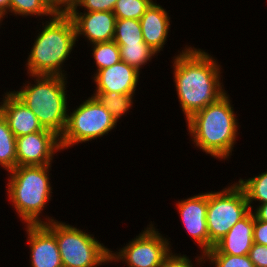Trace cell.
Returning a JSON list of instances; mask_svg holds the SVG:
<instances>
[{
	"label": "cell",
	"mask_w": 267,
	"mask_h": 267,
	"mask_svg": "<svg viewBox=\"0 0 267 267\" xmlns=\"http://www.w3.org/2000/svg\"><path fill=\"white\" fill-rule=\"evenodd\" d=\"M181 49L171 63L179 107L187 120L227 91L221 75L222 65L213 55L192 45Z\"/></svg>",
	"instance_id": "cell-1"
},
{
	"label": "cell",
	"mask_w": 267,
	"mask_h": 267,
	"mask_svg": "<svg viewBox=\"0 0 267 267\" xmlns=\"http://www.w3.org/2000/svg\"><path fill=\"white\" fill-rule=\"evenodd\" d=\"M227 93L185 120L195 148L218 161L228 160L232 156L240 128Z\"/></svg>",
	"instance_id": "cell-2"
},
{
	"label": "cell",
	"mask_w": 267,
	"mask_h": 267,
	"mask_svg": "<svg viewBox=\"0 0 267 267\" xmlns=\"http://www.w3.org/2000/svg\"><path fill=\"white\" fill-rule=\"evenodd\" d=\"M41 23L24 65L27 74L68 77L63 69L77 43L74 22L68 14H54Z\"/></svg>",
	"instance_id": "cell-3"
},
{
	"label": "cell",
	"mask_w": 267,
	"mask_h": 267,
	"mask_svg": "<svg viewBox=\"0 0 267 267\" xmlns=\"http://www.w3.org/2000/svg\"><path fill=\"white\" fill-rule=\"evenodd\" d=\"M52 165L17 166L8 172L6 194L23 224H45L54 221L43 210L52 198L49 172ZM41 217H44L42 219Z\"/></svg>",
	"instance_id": "cell-4"
},
{
	"label": "cell",
	"mask_w": 267,
	"mask_h": 267,
	"mask_svg": "<svg viewBox=\"0 0 267 267\" xmlns=\"http://www.w3.org/2000/svg\"><path fill=\"white\" fill-rule=\"evenodd\" d=\"M30 79L11 92L21 100L38 118L44 129L64 133L68 112L71 110L67 101V77L29 75ZM33 83V84H32ZM70 108V109H68Z\"/></svg>",
	"instance_id": "cell-5"
},
{
	"label": "cell",
	"mask_w": 267,
	"mask_h": 267,
	"mask_svg": "<svg viewBox=\"0 0 267 267\" xmlns=\"http://www.w3.org/2000/svg\"><path fill=\"white\" fill-rule=\"evenodd\" d=\"M45 225L55 234L63 267H99L110 262V248L74 225L54 220Z\"/></svg>",
	"instance_id": "cell-6"
},
{
	"label": "cell",
	"mask_w": 267,
	"mask_h": 267,
	"mask_svg": "<svg viewBox=\"0 0 267 267\" xmlns=\"http://www.w3.org/2000/svg\"><path fill=\"white\" fill-rule=\"evenodd\" d=\"M81 102L68 112L66 128L60 137L63 151L107 136L117 126L116 120L96 97L91 95Z\"/></svg>",
	"instance_id": "cell-7"
},
{
	"label": "cell",
	"mask_w": 267,
	"mask_h": 267,
	"mask_svg": "<svg viewBox=\"0 0 267 267\" xmlns=\"http://www.w3.org/2000/svg\"><path fill=\"white\" fill-rule=\"evenodd\" d=\"M250 211L246 193L234 181L227 188L208 192L207 228L209 250L212 249L229 230Z\"/></svg>",
	"instance_id": "cell-8"
},
{
	"label": "cell",
	"mask_w": 267,
	"mask_h": 267,
	"mask_svg": "<svg viewBox=\"0 0 267 267\" xmlns=\"http://www.w3.org/2000/svg\"><path fill=\"white\" fill-rule=\"evenodd\" d=\"M150 221L139 235L117 251L110 249V262L124 263L127 267H161L172 251L169 239Z\"/></svg>",
	"instance_id": "cell-9"
},
{
	"label": "cell",
	"mask_w": 267,
	"mask_h": 267,
	"mask_svg": "<svg viewBox=\"0 0 267 267\" xmlns=\"http://www.w3.org/2000/svg\"><path fill=\"white\" fill-rule=\"evenodd\" d=\"M17 166L52 165L56 152H62L60 136L51 130L16 137Z\"/></svg>",
	"instance_id": "cell-10"
},
{
	"label": "cell",
	"mask_w": 267,
	"mask_h": 267,
	"mask_svg": "<svg viewBox=\"0 0 267 267\" xmlns=\"http://www.w3.org/2000/svg\"><path fill=\"white\" fill-rule=\"evenodd\" d=\"M175 207L183 223L185 231L200 248L199 253L209 251V232L207 228L208 191L191 195L186 199L176 201Z\"/></svg>",
	"instance_id": "cell-11"
},
{
	"label": "cell",
	"mask_w": 267,
	"mask_h": 267,
	"mask_svg": "<svg viewBox=\"0 0 267 267\" xmlns=\"http://www.w3.org/2000/svg\"><path fill=\"white\" fill-rule=\"evenodd\" d=\"M76 30V41L82 36L88 44L113 41L115 34L116 16L112 11L81 12L70 10Z\"/></svg>",
	"instance_id": "cell-12"
},
{
	"label": "cell",
	"mask_w": 267,
	"mask_h": 267,
	"mask_svg": "<svg viewBox=\"0 0 267 267\" xmlns=\"http://www.w3.org/2000/svg\"><path fill=\"white\" fill-rule=\"evenodd\" d=\"M24 228L30 267H63L55 234L45 224H26Z\"/></svg>",
	"instance_id": "cell-13"
},
{
	"label": "cell",
	"mask_w": 267,
	"mask_h": 267,
	"mask_svg": "<svg viewBox=\"0 0 267 267\" xmlns=\"http://www.w3.org/2000/svg\"><path fill=\"white\" fill-rule=\"evenodd\" d=\"M140 73L137 69L129 66L122 60L113 66L94 72L92 79L96 85L94 93L116 92L133 95L139 85Z\"/></svg>",
	"instance_id": "cell-14"
},
{
	"label": "cell",
	"mask_w": 267,
	"mask_h": 267,
	"mask_svg": "<svg viewBox=\"0 0 267 267\" xmlns=\"http://www.w3.org/2000/svg\"><path fill=\"white\" fill-rule=\"evenodd\" d=\"M2 96L0 112L15 137L44 130L36 115L10 90L4 92Z\"/></svg>",
	"instance_id": "cell-15"
},
{
	"label": "cell",
	"mask_w": 267,
	"mask_h": 267,
	"mask_svg": "<svg viewBox=\"0 0 267 267\" xmlns=\"http://www.w3.org/2000/svg\"><path fill=\"white\" fill-rule=\"evenodd\" d=\"M255 216L250 210L229 232L206 254L248 255L253 245Z\"/></svg>",
	"instance_id": "cell-16"
},
{
	"label": "cell",
	"mask_w": 267,
	"mask_h": 267,
	"mask_svg": "<svg viewBox=\"0 0 267 267\" xmlns=\"http://www.w3.org/2000/svg\"><path fill=\"white\" fill-rule=\"evenodd\" d=\"M170 19L171 16L167 10L159 3L157 4L155 0L139 20L144 42L157 55L163 51L167 43L168 33L171 28Z\"/></svg>",
	"instance_id": "cell-17"
},
{
	"label": "cell",
	"mask_w": 267,
	"mask_h": 267,
	"mask_svg": "<svg viewBox=\"0 0 267 267\" xmlns=\"http://www.w3.org/2000/svg\"><path fill=\"white\" fill-rule=\"evenodd\" d=\"M16 137L0 112V167L10 172L17 167Z\"/></svg>",
	"instance_id": "cell-18"
},
{
	"label": "cell",
	"mask_w": 267,
	"mask_h": 267,
	"mask_svg": "<svg viewBox=\"0 0 267 267\" xmlns=\"http://www.w3.org/2000/svg\"><path fill=\"white\" fill-rule=\"evenodd\" d=\"M91 95L99 100L117 123L123 116L129 113L130 109L134 106V101H136L133 95L120 94L113 91L107 93H93Z\"/></svg>",
	"instance_id": "cell-19"
},
{
	"label": "cell",
	"mask_w": 267,
	"mask_h": 267,
	"mask_svg": "<svg viewBox=\"0 0 267 267\" xmlns=\"http://www.w3.org/2000/svg\"><path fill=\"white\" fill-rule=\"evenodd\" d=\"M120 50V58L129 66L139 72L153 57L158 56L147 44H117Z\"/></svg>",
	"instance_id": "cell-20"
},
{
	"label": "cell",
	"mask_w": 267,
	"mask_h": 267,
	"mask_svg": "<svg viewBox=\"0 0 267 267\" xmlns=\"http://www.w3.org/2000/svg\"><path fill=\"white\" fill-rule=\"evenodd\" d=\"M236 182L245 191L250 210L253 211V204L255 203L262 204L267 202V171L251 176L248 179L240 178Z\"/></svg>",
	"instance_id": "cell-21"
},
{
	"label": "cell",
	"mask_w": 267,
	"mask_h": 267,
	"mask_svg": "<svg viewBox=\"0 0 267 267\" xmlns=\"http://www.w3.org/2000/svg\"><path fill=\"white\" fill-rule=\"evenodd\" d=\"M113 41L116 44H146L141 24L136 19H116Z\"/></svg>",
	"instance_id": "cell-22"
},
{
	"label": "cell",
	"mask_w": 267,
	"mask_h": 267,
	"mask_svg": "<svg viewBox=\"0 0 267 267\" xmlns=\"http://www.w3.org/2000/svg\"><path fill=\"white\" fill-rule=\"evenodd\" d=\"M89 46L92 48L91 55L94 58L96 72L121 61L119 46L114 41L95 43Z\"/></svg>",
	"instance_id": "cell-23"
},
{
	"label": "cell",
	"mask_w": 267,
	"mask_h": 267,
	"mask_svg": "<svg viewBox=\"0 0 267 267\" xmlns=\"http://www.w3.org/2000/svg\"><path fill=\"white\" fill-rule=\"evenodd\" d=\"M10 15L50 19L54 13L41 0H10ZM47 18H43V17Z\"/></svg>",
	"instance_id": "cell-24"
},
{
	"label": "cell",
	"mask_w": 267,
	"mask_h": 267,
	"mask_svg": "<svg viewBox=\"0 0 267 267\" xmlns=\"http://www.w3.org/2000/svg\"><path fill=\"white\" fill-rule=\"evenodd\" d=\"M154 0H118L113 13L116 19L140 20Z\"/></svg>",
	"instance_id": "cell-25"
},
{
	"label": "cell",
	"mask_w": 267,
	"mask_h": 267,
	"mask_svg": "<svg viewBox=\"0 0 267 267\" xmlns=\"http://www.w3.org/2000/svg\"><path fill=\"white\" fill-rule=\"evenodd\" d=\"M208 265L213 267H254L248 255L205 254Z\"/></svg>",
	"instance_id": "cell-26"
},
{
	"label": "cell",
	"mask_w": 267,
	"mask_h": 267,
	"mask_svg": "<svg viewBox=\"0 0 267 267\" xmlns=\"http://www.w3.org/2000/svg\"><path fill=\"white\" fill-rule=\"evenodd\" d=\"M193 262L194 261H192L191 258L189 259V256L186 254L175 253L173 250L166 256L161 267H202L204 266V263H207L206 255L201 253L195 257V265Z\"/></svg>",
	"instance_id": "cell-27"
},
{
	"label": "cell",
	"mask_w": 267,
	"mask_h": 267,
	"mask_svg": "<svg viewBox=\"0 0 267 267\" xmlns=\"http://www.w3.org/2000/svg\"><path fill=\"white\" fill-rule=\"evenodd\" d=\"M118 0H79L70 10H84L83 12L112 11ZM79 8V9H78Z\"/></svg>",
	"instance_id": "cell-28"
},
{
	"label": "cell",
	"mask_w": 267,
	"mask_h": 267,
	"mask_svg": "<svg viewBox=\"0 0 267 267\" xmlns=\"http://www.w3.org/2000/svg\"><path fill=\"white\" fill-rule=\"evenodd\" d=\"M248 256L254 267H267V246L253 243Z\"/></svg>",
	"instance_id": "cell-29"
},
{
	"label": "cell",
	"mask_w": 267,
	"mask_h": 267,
	"mask_svg": "<svg viewBox=\"0 0 267 267\" xmlns=\"http://www.w3.org/2000/svg\"><path fill=\"white\" fill-rule=\"evenodd\" d=\"M253 242L267 246V222L255 217Z\"/></svg>",
	"instance_id": "cell-30"
},
{
	"label": "cell",
	"mask_w": 267,
	"mask_h": 267,
	"mask_svg": "<svg viewBox=\"0 0 267 267\" xmlns=\"http://www.w3.org/2000/svg\"><path fill=\"white\" fill-rule=\"evenodd\" d=\"M54 14H68L70 7L64 0H41Z\"/></svg>",
	"instance_id": "cell-31"
},
{
	"label": "cell",
	"mask_w": 267,
	"mask_h": 267,
	"mask_svg": "<svg viewBox=\"0 0 267 267\" xmlns=\"http://www.w3.org/2000/svg\"><path fill=\"white\" fill-rule=\"evenodd\" d=\"M254 216L258 220L267 222V202L253 206Z\"/></svg>",
	"instance_id": "cell-32"
},
{
	"label": "cell",
	"mask_w": 267,
	"mask_h": 267,
	"mask_svg": "<svg viewBox=\"0 0 267 267\" xmlns=\"http://www.w3.org/2000/svg\"><path fill=\"white\" fill-rule=\"evenodd\" d=\"M10 14V0H0V15L4 18Z\"/></svg>",
	"instance_id": "cell-33"
},
{
	"label": "cell",
	"mask_w": 267,
	"mask_h": 267,
	"mask_svg": "<svg viewBox=\"0 0 267 267\" xmlns=\"http://www.w3.org/2000/svg\"><path fill=\"white\" fill-rule=\"evenodd\" d=\"M79 0H64V2L71 8L74 6Z\"/></svg>",
	"instance_id": "cell-34"
},
{
	"label": "cell",
	"mask_w": 267,
	"mask_h": 267,
	"mask_svg": "<svg viewBox=\"0 0 267 267\" xmlns=\"http://www.w3.org/2000/svg\"><path fill=\"white\" fill-rule=\"evenodd\" d=\"M3 20H4V17L2 15H0V27L2 26Z\"/></svg>",
	"instance_id": "cell-35"
}]
</instances>
